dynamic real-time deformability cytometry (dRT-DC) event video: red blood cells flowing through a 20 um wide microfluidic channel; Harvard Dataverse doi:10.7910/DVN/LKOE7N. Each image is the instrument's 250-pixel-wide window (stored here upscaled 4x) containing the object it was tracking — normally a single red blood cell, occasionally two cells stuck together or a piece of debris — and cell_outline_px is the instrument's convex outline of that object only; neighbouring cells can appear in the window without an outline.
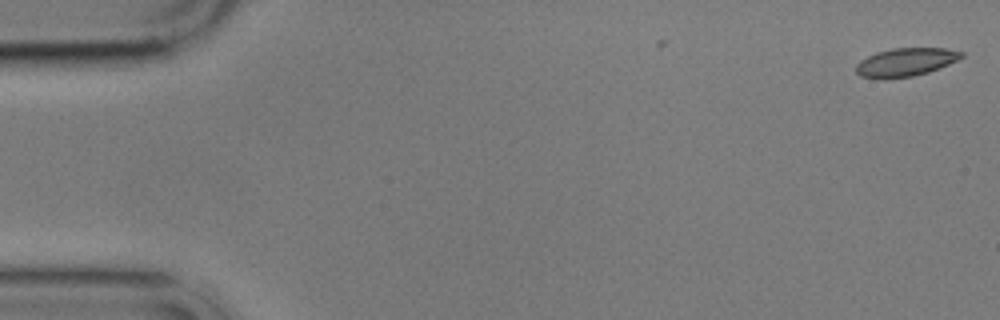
{"species": "common noctule bat (a hibernating species)", "species_latin": "Nyctalus noctula", "temperature_condition": "cold", "stored_images_in_passage": 11, "camera_frame_rate_fps": 3000, "um_per_image_px": 0.085, "animal": {"sex": "male", "body_mass_g": 17.9}, "frame": {"image": 1, "passage_image": 1, "time_ms": 0.0, "image_size_px": [1000, 320], "cell_outline_px": [[964, 56], [940, 68], [928, 72], [912, 76], [884, 80], [860, 76], [856, 72], [856, 64], [860, 60], [876, 52], [892, 48], [944, 48], [964, 52]], "centroid_in_image_um": [76.95, 5.29], "position_along_channel_um": 8.1, "area_um2": 17.51}}
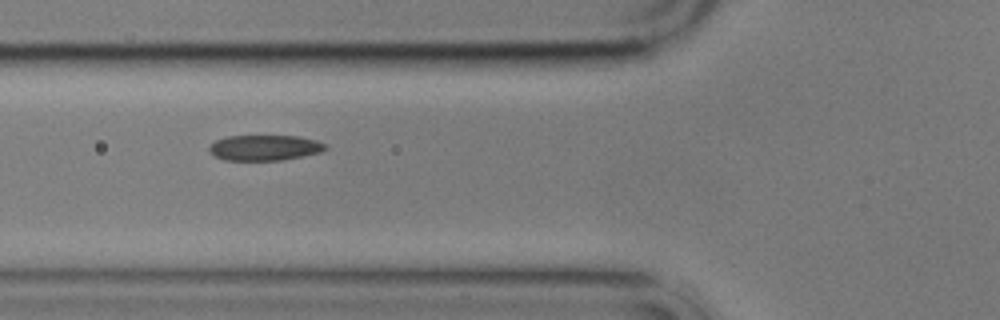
{"frame": {"image": 2, "passage_image": 6, "time_ms": 6.667, "image_size_px": [1000, 320], "cell_outline_px": [[328, 148], [320, 152], [280, 160], [224, 160], [208, 152], [208, 148], [216, 140], [228, 136], [300, 136], [316, 140], [324, 144]], "centroid_in_image_um": [22.47, 12.55], "position_along_channel_um": 103.3, "area_um2": 17.11}}
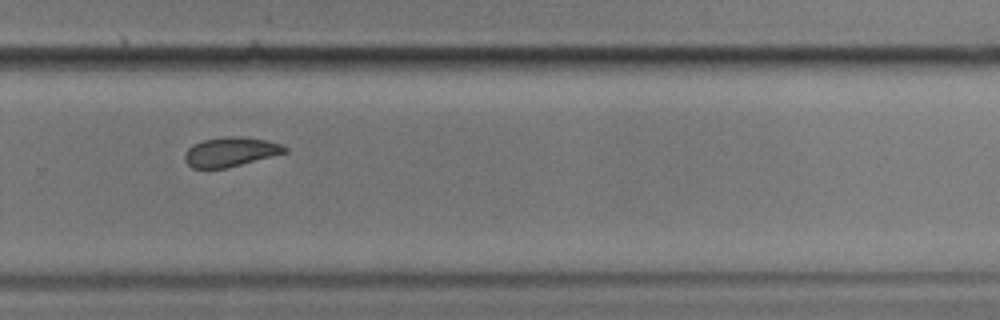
{"frame": {"image": 3, "passage_image": 11, "time_ms": 12.667, "image_size_px": [1000, 320], "cell_outline_px": [[288, 152], [228, 168], [192, 168], [184, 160], [184, 152], [192, 144], [204, 140], [224, 136], [228, 136], [264, 140], [280, 144], [288, 148]], "centroid_in_image_um": [19.56, 12.92], "position_along_channel_um": 310.2, "area_um2": 17.05}}